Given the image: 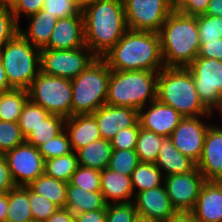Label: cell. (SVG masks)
<instances>
[{
	"mask_svg": "<svg viewBox=\"0 0 222 222\" xmlns=\"http://www.w3.org/2000/svg\"><path fill=\"white\" fill-rule=\"evenodd\" d=\"M86 46L98 57L128 30L123 0H96L82 6Z\"/></svg>",
	"mask_w": 222,
	"mask_h": 222,
	"instance_id": "obj_1",
	"label": "cell"
},
{
	"mask_svg": "<svg viewBox=\"0 0 222 222\" xmlns=\"http://www.w3.org/2000/svg\"><path fill=\"white\" fill-rule=\"evenodd\" d=\"M114 71H161L165 67L159 33L128 29L102 57Z\"/></svg>",
	"mask_w": 222,
	"mask_h": 222,
	"instance_id": "obj_2",
	"label": "cell"
},
{
	"mask_svg": "<svg viewBox=\"0 0 222 222\" xmlns=\"http://www.w3.org/2000/svg\"><path fill=\"white\" fill-rule=\"evenodd\" d=\"M165 67L186 68L200 49L197 16L173 10L158 32Z\"/></svg>",
	"mask_w": 222,
	"mask_h": 222,
	"instance_id": "obj_3",
	"label": "cell"
},
{
	"mask_svg": "<svg viewBox=\"0 0 222 222\" xmlns=\"http://www.w3.org/2000/svg\"><path fill=\"white\" fill-rule=\"evenodd\" d=\"M157 99L183 117L212 115L201 102L192 74L187 68L164 67L158 73Z\"/></svg>",
	"mask_w": 222,
	"mask_h": 222,
	"instance_id": "obj_4",
	"label": "cell"
},
{
	"mask_svg": "<svg viewBox=\"0 0 222 222\" xmlns=\"http://www.w3.org/2000/svg\"><path fill=\"white\" fill-rule=\"evenodd\" d=\"M159 71H114L108 82L106 104L140 110L157 99Z\"/></svg>",
	"mask_w": 222,
	"mask_h": 222,
	"instance_id": "obj_5",
	"label": "cell"
},
{
	"mask_svg": "<svg viewBox=\"0 0 222 222\" xmlns=\"http://www.w3.org/2000/svg\"><path fill=\"white\" fill-rule=\"evenodd\" d=\"M111 69L103 58H96L71 80L72 116L93 114L106 104Z\"/></svg>",
	"mask_w": 222,
	"mask_h": 222,
	"instance_id": "obj_6",
	"label": "cell"
},
{
	"mask_svg": "<svg viewBox=\"0 0 222 222\" xmlns=\"http://www.w3.org/2000/svg\"><path fill=\"white\" fill-rule=\"evenodd\" d=\"M0 56L9 85L28 90L41 71V49L18 32L0 49Z\"/></svg>",
	"mask_w": 222,
	"mask_h": 222,
	"instance_id": "obj_7",
	"label": "cell"
},
{
	"mask_svg": "<svg viewBox=\"0 0 222 222\" xmlns=\"http://www.w3.org/2000/svg\"><path fill=\"white\" fill-rule=\"evenodd\" d=\"M29 99L50 114L72 116L71 80L39 72L28 89Z\"/></svg>",
	"mask_w": 222,
	"mask_h": 222,
	"instance_id": "obj_8",
	"label": "cell"
},
{
	"mask_svg": "<svg viewBox=\"0 0 222 222\" xmlns=\"http://www.w3.org/2000/svg\"><path fill=\"white\" fill-rule=\"evenodd\" d=\"M186 68L201 102L212 113L222 103V61L196 57Z\"/></svg>",
	"mask_w": 222,
	"mask_h": 222,
	"instance_id": "obj_9",
	"label": "cell"
},
{
	"mask_svg": "<svg viewBox=\"0 0 222 222\" xmlns=\"http://www.w3.org/2000/svg\"><path fill=\"white\" fill-rule=\"evenodd\" d=\"M96 58L87 46L70 50L41 49V72L72 80Z\"/></svg>",
	"mask_w": 222,
	"mask_h": 222,
	"instance_id": "obj_10",
	"label": "cell"
},
{
	"mask_svg": "<svg viewBox=\"0 0 222 222\" xmlns=\"http://www.w3.org/2000/svg\"><path fill=\"white\" fill-rule=\"evenodd\" d=\"M128 29L159 32L173 11L170 0H123Z\"/></svg>",
	"mask_w": 222,
	"mask_h": 222,
	"instance_id": "obj_11",
	"label": "cell"
},
{
	"mask_svg": "<svg viewBox=\"0 0 222 222\" xmlns=\"http://www.w3.org/2000/svg\"><path fill=\"white\" fill-rule=\"evenodd\" d=\"M16 186H29L44 174L45 159L26 142L4 154Z\"/></svg>",
	"mask_w": 222,
	"mask_h": 222,
	"instance_id": "obj_12",
	"label": "cell"
},
{
	"mask_svg": "<svg viewBox=\"0 0 222 222\" xmlns=\"http://www.w3.org/2000/svg\"><path fill=\"white\" fill-rule=\"evenodd\" d=\"M205 181L202 173L196 168L187 174L164 177L163 184L176 211L191 212L196 205L200 189Z\"/></svg>",
	"mask_w": 222,
	"mask_h": 222,
	"instance_id": "obj_13",
	"label": "cell"
},
{
	"mask_svg": "<svg viewBox=\"0 0 222 222\" xmlns=\"http://www.w3.org/2000/svg\"><path fill=\"white\" fill-rule=\"evenodd\" d=\"M211 117L213 115L184 117L169 137L183 155L188 156L196 163L200 159L205 135L211 125L210 122L206 123L204 120L206 118L208 121Z\"/></svg>",
	"mask_w": 222,
	"mask_h": 222,
	"instance_id": "obj_14",
	"label": "cell"
},
{
	"mask_svg": "<svg viewBox=\"0 0 222 222\" xmlns=\"http://www.w3.org/2000/svg\"><path fill=\"white\" fill-rule=\"evenodd\" d=\"M183 118L177 110L158 99L138 111V121L141 128L151 130L164 137H170Z\"/></svg>",
	"mask_w": 222,
	"mask_h": 222,
	"instance_id": "obj_15",
	"label": "cell"
},
{
	"mask_svg": "<svg viewBox=\"0 0 222 222\" xmlns=\"http://www.w3.org/2000/svg\"><path fill=\"white\" fill-rule=\"evenodd\" d=\"M196 164L206 181H222V130L215 121L206 132L202 153Z\"/></svg>",
	"mask_w": 222,
	"mask_h": 222,
	"instance_id": "obj_16",
	"label": "cell"
},
{
	"mask_svg": "<svg viewBox=\"0 0 222 222\" xmlns=\"http://www.w3.org/2000/svg\"><path fill=\"white\" fill-rule=\"evenodd\" d=\"M99 127L101 138L111 140L121 129L138 122V110L130 107L103 105L92 114Z\"/></svg>",
	"mask_w": 222,
	"mask_h": 222,
	"instance_id": "obj_17",
	"label": "cell"
},
{
	"mask_svg": "<svg viewBox=\"0 0 222 222\" xmlns=\"http://www.w3.org/2000/svg\"><path fill=\"white\" fill-rule=\"evenodd\" d=\"M133 202L138 214L159 222L167 221L177 212L169 200L164 184L138 192Z\"/></svg>",
	"mask_w": 222,
	"mask_h": 222,
	"instance_id": "obj_18",
	"label": "cell"
},
{
	"mask_svg": "<svg viewBox=\"0 0 222 222\" xmlns=\"http://www.w3.org/2000/svg\"><path fill=\"white\" fill-rule=\"evenodd\" d=\"M86 46L83 16L57 20L48 44L43 49L70 50Z\"/></svg>",
	"mask_w": 222,
	"mask_h": 222,
	"instance_id": "obj_19",
	"label": "cell"
},
{
	"mask_svg": "<svg viewBox=\"0 0 222 222\" xmlns=\"http://www.w3.org/2000/svg\"><path fill=\"white\" fill-rule=\"evenodd\" d=\"M191 212L197 222H222V181H205Z\"/></svg>",
	"mask_w": 222,
	"mask_h": 222,
	"instance_id": "obj_20",
	"label": "cell"
},
{
	"mask_svg": "<svg viewBox=\"0 0 222 222\" xmlns=\"http://www.w3.org/2000/svg\"><path fill=\"white\" fill-rule=\"evenodd\" d=\"M65 131L68 133L74 152L101 138L99 127L92 114H78L65 118Z\"/></svg>",
	"mask_w": 222,
	"mask_h": 222,
	"instance_id": "obj_21",
	"label": "cell"
},
{
	"mask_svg": "<svg viewBox=\"0 0 222 222\" xmlns=\"http://www.w3.org/2000/svg\"><path fill=\"white\" fill-rule=\"evenodd\" d=\"M101 193L107 204L129 203L134 201L131 176L105 168L101 171Z\"/></svg>",
	"mask_w": 222,
	"mask_h": 222,
	"instance_id": "obj_22",
	"label": "cell"
},
{
	"mask_svg": "<svg viewBox=\"0 0 222 222\" xmlns=\"http://www.w3.org/2000/svg\"><path fill=\"white\" fill-rule=\"evenodd\" d=\"M155 165L162 171L164 177L187 174L197 168L196 162L183 155L169 137L163 140Z\"/></svg>",
	"mask_w": 222,
	"mask_h": 222,
	"instance_id": "obj_23",
	"label": "cell"
},
{
	"mask_svg": "<svg viewBox=\"0 0 222 222\" xmlns=\"http://www.w3.org/2000/svg\"><path fill=\"white\" fill-rule=\"evenodd\" d=\"M28 26L22 29L19 24V33L33 46L43 49L49 42L55 29L58 18L43 9L26 17Z\"/></svg>",
	"mask_w": 222,
	"mask_h": 222,
	"instance_id": "obj_24",
	"label": "cell"
},
{
	"mask_svg": "<svg viewBox=\"0 0 222 222\" xmlns=\"http://www.w3.org/2000/svg\"><path fill=\"white\" fill-rule=\"evenodd\" d=\"M106 206L107 203L100 191H86L68 183L65 208L70 210L74 215L83 212L101 210Z\"/></svg>",
	"mask_w": 222,
	"mask_h": 222,
	"instance_id": "obj_25",
	"label": "cell"
},
{
	"mask_svg": "<svg viewBox=\"0 0 222 222\" xmlns=\"http://www.w3.org/2000/svg\"><path fill=\"white\" fill-rule=\"evenodd\" d=\"M112 150L109 140L97 139L76 151L78 164L82 167L102 171L108 166Z\"/></svg>",
	"mask_w": 222,
	"mask_h": 222,
	"instance_id": "obj_26",
	"label": "cell"
},
{
	"mask_svg": "<svg viewBox=\"0 0 222 222\" xmlns=\"http://www.w3.org/2000/svg\"><path fill=\"white\" fill-rule=\"evenodd\" d=\"M33 220L29 202V186H15L8 192L6 222H28Z\"/></svg>",
	"mask_w": 222,
	"mask_h": 222,
	"instance_id": "obj_27",
	"label": "cell"
},
{
	"mask_svg": "<svg viewBox=\"0 0 222 222\" xmlns=\"http://www.w3.org/2000/svg\"><path fill=\"white\" fill-rule=\"evenodd\" d=\"M163 183V173L155 163L139 162L131 174V184L134 195L138 192L159 187L163 185Z\"/></svg>",
	"mask_w": 222,
	"mask_h": 222,
	"instance_id": "obj_28",
	"label": "cell"
},
{
	"mask_svg": "<svg viewBox=\"0 0 222 222\" xmlns=\"http://www.w3.org/2000/svg\"><path fill=\"white\" fill-rule=\"evenodd\" d=\"M67 185V182L43 174L33 181L29 187L37 194L53 202L58 208H65Z\"/></svg>",
	"mask_w": 222,
	"mask_h": 222,
	"instance_id": "obj_29",
	"label": "cell"
},
{
	"mask_svg": "<svg viewBox=\"0 0 222 222\" xmlns=\"http://www.w3.org/2000/svg\"><path fill=\"white\" fill-rule=\"evenodd\" d=\"M29 99L28 90L11 89L0 93V120L18 122L26 101Z\"/></svg>",
	"mask_w": 222,
	"mask_h": 222,
	"instance_id": "obj_30",
	"label": "cell"
},
{
	"mask_svg": "<svg viewBox=\"0 0 222 222\" xmlns=\"http://www.w3.org/2000/svg\"><path fill=\"white\" fill-rule=\"evenodd\" d=\"M64 129L65 118L56 114H50L25 137V142L38 148L59 135Z\"/></svg>",
	"mask_w": 222,
	"mask_h": 222,
	"instance_id": "obj_31",
	"label": "cell"
},
{
	"mask_svg": "<svg viewBox=\"0 0 222 222\" xmlns=\"http://www.w3.org/2000/svg\"><path fill=\"white\" fill-rule=\"evenodd\" d=\"M78 166L77 153L73 151L60 157L45 160L44 174L69 183Z\"/></svg>",
	"mask_w": 222,
	"mask_h": 222,
	"instance_id": "obj_32",
	"label": "cell"
},
{
	"mask_svg": "<svg viewBox=\"0 0 222 222\" xmlns=\"http://www.w3.org/2000/svg\"><path fill=\"white\" fill-rule=\"evenodd\" d=\"M165 138L166 137L158 135L151 130L143 129L140 126L135 149L139 162L155 163L159 149Z\"/></svg>",
	"mask_w": 222,
	"mask_h": 222,
	"instance_id": "obj_33",
	"label": "cell"
},
{
	"mask_svg": "<svg viewBox=\"0 0 222 222\" xmlns=\"http://www.w3.org/2000/svg\"><path fill=\"white\" fill-rule=\"evenodd\" d=\"M50 115L43 107L30 99L23 106L18 124L24 138Z\"/></svg>",
	"mask_w": 222,
	"mask_h": 222,
	"instance_id": "obj_34",
	"label": "cell"
},
{
	"mask_svg": "<svg viewBox=\"0 0 222 222\" xmlns=\"http://www.w3.org/2000/svg\"><path fill=\"white\" fill-rule=\"evenodd\" d=\"M138 163L139 159L135 150L113 149L107 168L131 176Z\"/></svg>",
	"mask_w": 222,
	"mask_h": 222,
	"instance_id": "obj_35",
	"label": "cell"
},
{
	"mask_svg": "<svg viewBox=\"0 0 222 222\" xmlns=\"http://www.w3.org/2000/svg\"><path fill=\"white\" fill-rule=\"evenodd\" d=\"M197 27L200 45L222 38V17L211 15H198Z\"/></svg>",
	"mask_w": 222,
	"mask_h": 222,
	"instance_id": "obj_36",
	"label": "cell"
},
{
	"mask_svg": "<svg viewBox=\"0 0 222 222\" xmlns=\"http://www.w3.org/2000/svg\"><path fill=\"white\" fill-rule=\"evenodd\" d=\"M24 142L18 122L0 120V153L5 154Z\"/></svg>",
	"mask_w": 222,
	"mask_h": 222,
	"instance_id": "obj_37",
	"label": "cell"
},
{
	"mask_svg": "<svg viewBox=\"0 0 222 222\" xmlns=\"http://www.w3.org/2000/svg\"><path fill=\"white\" fill-rule=\"evenodd\" d=\"M101 171L78 166L69 183L86 191H101Z\"/></svg>",
	"mask_w": 222,
	"mask_h": 222,
	"instance_id": "obj_38",
	"label": "cell"
},
{
	"mask_svg": "<svg viewBox=\"0 0 222 222\" xmlns=\"http://www.w3.org/2000/svg\"><path fill=\"white\" fill-rule=\"evenodd\" d=\"M38 150L45 160L73 152L65 129L56 137L39 146Z\"/></svg>",
	"mask_w": 222,
	"mask_h": 222,
	"instance_id": "obj_39",
	"label": "cell"
},
{
	"mask_svg": "<svg viewBox=\"0 0 222 222\" xmlns=\"http://www.w3.org/2000/svg\"><path fill=\"white\" fill-rule=\"evenodd\" d=\"M42 9L55 15L58 19L70 16H83L82 6L78 0H44Z\"/></svg>",
	"mask_w": 222,
	"mask_h": 222,
	"instance_id": "obj_40",
	"label": "cell"
},
{
	"mask_svg": "<svg viewBox=\"0 0 222 222\" xmlns=\"http://www.w3.org/2000/svg\"><path fill=\"white\" fill-rule=\"evenodd\" d=\"M29 202L33 220L37 222H44L58 209L53 202L37 194L30 187Z\"/></svg>",
	"mask_w": 222,
	"mask_h": 222,
	"instance_id": "obj_41",
	"label": "cell"
},
{
	"mask_svg": "<svg viewBox=\"0 0 222 222\" xmlns=\"http://www.w3.org/2000/svg\"><path fill=\"white\" fill-rule=\"evenodd\" d=\"M19 32V24L16 22L8 3H0V49Z\"/></svg>",
	"mask_w": 222,
	"mask_h": 222,
	"instance_id": "obj_42",
	"label": "cell"
},
{
	"mask_svg": "<svg viewBox=\"0 0 222 222\" xmlns=\"http://www.w3.org/2000/svg\"><path fill=\"white\" fill-rule=\"evenodd\" d=\"M136 214L134 202L110 203L106 206V222H133Z\"/></svg>",
	"mask_w": 222,
	"mask_h": 222,
	"instance_id": "obj_43",
	"label": "cell"
},
{
	"mask_svg": "<svg viewBox=\"0 0 222 222\" xmlns=\"http://www.w3.org/2000/svg\"><path fill=\"white\" fill-rule=\"evenodd\" d=\"M140 132L139 121L131 127L121 129L111 140L112 149L135 150Z\"/></svg>",
	"mask_w": 222,
	"mask_h": 222,
	"instance_id": "obj_44",
	"label": "cell"
},
{
	"mask_svg": "<svg viewBox=\"0 0 222 222\" xmlns=\"http://www.w3.org/2000/svg\"><path fill=\"white\" fill-rule=\"evenodd\" d=\"M8 4L16 22L19 24L22 14L23 17H28L42 10L44 0H11Z\"/></svg>",
	"mask_w": 222,
	"mask_h": 222,
	"instance_id": "obj_45",
	"label": "cell"
},
{
	"mask_svg": "<svg viewBox=\"0 0 222 222\" xmlns=\"http://www.w3.org/2000/svg\"><path fill=\"white\" fill-rule=\"evenodd\" d=\"M15 186L6 157L0 153V194L8 193Z\"/></svg>",
	"mask_w": 222,
	"mask_h": 222,
	"instance_id": "obj_46",
	"label": "cell"
},
{
	"mask_svg": "<svg viewBox=\"0 0 222 222\" xmlns=\"http://www.w3.org/2000/svg\"><path fill=\"white\" fill-rule=\"evenodd\" d=\"M197 57L217 59L222 61V38L208 41L206 44L200 45Z\"/></svg>",
	"mask_w": 222,
	"mask_h": 222,
	"instance_id": "obj_47",
	"label": "cell"
},
{
	"mask_svg": "<svg viewBox=\"0 0 222 222\" xmlns=\"http://www.w3.org/2000/svg\"><path fill=\"white\" fill-rule=\"evenodd\" d=\"M210 0H187L177 11L188 16L205 14Z\"/></svg>",
	"mask_w": 222,
	"mask_h": 222,
	"instance_id": "obj_48",
	"label": "cell"
},
{
	"mask_svg": "<svg viewBox=\"0 0 222 222\" xmlns=\"http://www.w3.org/2000/svg\"><path fill=\"white\" fill-rule=\"evenodd\" d=\"M75 222H106V207L75 215Z\"/></svg>",
	"mask_w": 222,
	"mask_h": 222,
	"instance_id": "obj_49",
	"label": "cell"
},
{
	"mask_svg": "<svg viewBox=\"0 0 222 222\" xmlns=\"http://www.w3.org/2000/svg\"><path fill=\"white\" fill-rule=\"evenodd\" d=\"M44 222H75V215L66 208H58Z\"/></svg>",
	"mask_w": 222,
	"mask_h": 222,
	"instance_id": "obj_50",
	"label": "cell"
},
{
	"mask_svg": "<svg viewBox=\"0 0 222 222\" xmlns=\"http://www.w3.org/2000/svg\"><path fill=\"white\" fill-rule=\"evenodd\" d=\"M165 222H197L192 212H176Z\"/></svg>",
	"mask_w": 222,
	"mask_h": 222,
	"instance_id": "obj_51",
	"label": "cell"
},
{
	"mask_svg": "<svg viewBox=\"0 0 222 222\" xmlns=\"http://www.w3.org/2000/svg\"><path fill=\"white\" fill-rule=\"evenodd\" d=\"M205 14L222 17V0H210Z\"/></svg>",
	"mask_w": 222,
	"mask_h": 222,
	"instance_id": "obj_52",
	"label": "cell"
},
{
	"mask_svg": "<svg viewBox=\"0 0 222 222\" xmlns=\"http://www.w3.org/2000/svg\"><path fill=\"white\" fill-rule=\"evenodd\" d=\"M8 212V193L0 194V222H6Z\"/></svg>",
	"mask_w": 222,
	"mask_h": 222,
	"instance_id": "obj_53",
	"label": "cell"
},
{
	"mask_svg": "<svg viewBox=\"0 0 222 222\" xmlns=\"http://www.w3.org/2000/svg\"><path fill=\"white\" fill-rule=\"evenodd\" d=\"M11 89L13 88L9 85L4 67L2 65L1 56H0V93L3 91L11 90Z\"/></svg>",
	"mask_w": 222,
	"mask_h": 222,
	"instance_id": "obj_54",
	"label": "cell"
},
{
	"mask_svg": "<svg viewBox=\"0 0 222 222\" xmlns=\"http://www.w3.org/2000/svg\"><path fill=\"white\" fill-rule=\"evenodd\" d=\"M133 222H159V221L137 213Z\"/></svg>",
	"mask_w": 222,
	"mask_h": 222,
	"instance_id": "obj_55",
	"label": "cell"
},
{
	"mask_svg": "<svg viewBox=\"0 0 222 222\" xmlns=\"http://www.w3.org/2000/svg\"><path fill=\"white\" fill-rule=\"evenodd\" d=\"M187 0H170L173 10H178Z\"/></svg>",
	"mask_w": 222,
	"mask_h": 222,
	"instance_id": "obj_56",
	"label": "cell"
},
{
	"mask_svg": "<svg viewBox=\"0 0 222 222\" xmlns=\"http://www.w3.org/2000/svg\"><path fill=\"white\" fill-rule=\"evenodd\" d=\"M214 112H216V113L218 112L217 114H219L221 117L220 119H222V103L212 112V115L215 116L216 113H214ZM216 126H218L222 130V125L216 124Z\"/></svg>",
	"mask_w": 222,
	"mask_h": 222,
	"instance_id": "obj_57",
	"label": "cell"
},
{
	"mask_svg": "<svg viewBox=\"0 0 222 222\" xmlns=\"http://www.w3.org/2000/svg\"><path fill=\"white\" fill-rule=\"evenodd\" d=\"M81 6H84L85 4L92 2V1H96V0H78Z\"/></svg>",
	"mask_w": 222,
	"mask_h": 222,
	"instance_id": "obj_58",
	"label": "cell"
},
{
	"mask_svg": "<svg viewBox=\"0 0 222 222\" xmlns=\"http://www.w3.org/2000/svg\"><path fill=\"white\" fill-rule=\"evenodd\" d=\"M11 0H0V3H9Z\"/></svg>",
	"mask_w": 222,
	"mask_h": 222,
	"instance_id": "obj_59",
	"label": "cell"
}]
</instances>
